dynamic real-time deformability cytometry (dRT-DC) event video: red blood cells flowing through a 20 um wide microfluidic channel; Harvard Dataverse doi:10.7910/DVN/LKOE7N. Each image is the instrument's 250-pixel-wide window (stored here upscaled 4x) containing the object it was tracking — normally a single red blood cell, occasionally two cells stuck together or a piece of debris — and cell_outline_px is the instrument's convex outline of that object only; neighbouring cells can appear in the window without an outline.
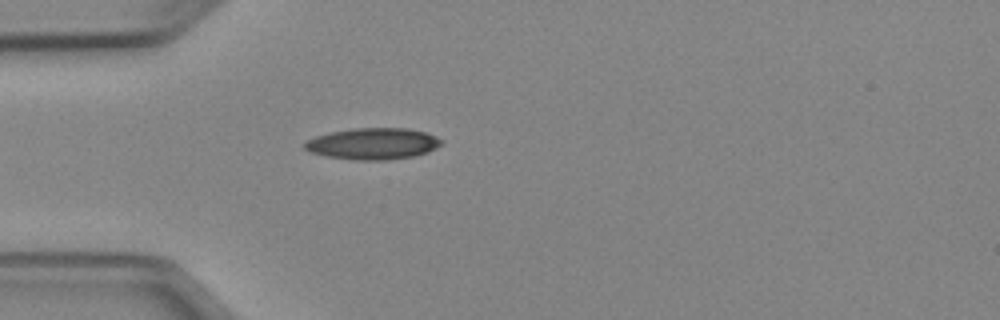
{"species": "Egyptian fruit bat (a non-hibernating species)", "species_latin": "Rousettus aegyptiacus", "temperature_condition": "cold", "stored_images_in_passage": 14, "camera_frame_rate_fps": 3000, "um_per_image_px": 0.085, "animal": {"sex": "female"}, "frame": {"image": 1, "passage_image": 1, "time_ms": 0.0, "image_size_px": [1000, 320], "cell_outline_px": [[444, 140], [436, 148], [428, 152], [412, 156], [384, 160], [352, 160], [324, 156], [308, 152], [304, 148], [304, 144], [308, 140], [316, 136], [332, 132], [352, 128], [408, 128], [424, 132], [436, 136]], "centroid_in_image_um": [31.68, 12.22], "position_along_channel_um": 53.3, "area_um2": 25.09}}